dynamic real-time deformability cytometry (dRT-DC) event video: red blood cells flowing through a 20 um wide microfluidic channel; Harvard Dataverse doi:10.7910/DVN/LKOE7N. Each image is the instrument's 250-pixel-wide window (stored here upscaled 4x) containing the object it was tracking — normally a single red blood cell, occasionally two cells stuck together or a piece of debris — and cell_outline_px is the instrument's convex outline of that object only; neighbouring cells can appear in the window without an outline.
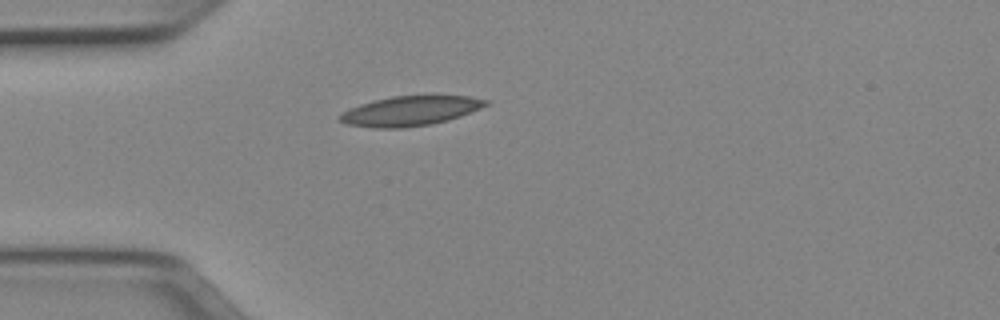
{"species": "Egyptian fruit bat (a non-hibernating species)", "species_latin": "Rousettus aegyptiacus", "temperature_condition": "cold", "stored_images_in_passage": 38, "camera_frame_rate_fps": 3000, "um_per_image_px": 0.085, "animal": {"sex": "female"}, "frame": {"image": 1, "passage_image": 1, "time_ms": 0.0, "image_size_px": [1000, 320], "cell_outline_px": [[492, 100], [488, 104], [480, 108], [460, 116], [448, 120], [432, 124], [400, 128], [376, 128], [348, 124], [340, 120], [336, 116], [340, 112], [360, 104], [392, 96], [468, 96]], "centroid_in_image_um": [34.86, 9.43], "position_along_channel_um": 50.1, "area_um2": 25.14}}
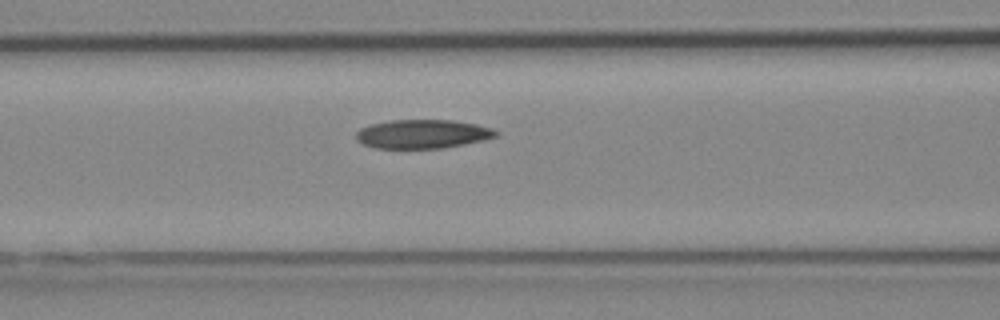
{"frame": {"image": 2, "passage_image": 8, "time_ms": 2.333, "image_size_px": [1000, 320], "cell_outline_px": [[500, 132], [496, 136], [484, 140], [464, 144], [440, 148], [376, 148], [364, 144], [356, 140], [356, 132], [360, 128], [372, 124], [392, 120], [452, 120], [476, 124], [492, 128]], "centroid_in_image_um": [35.93, 11.39], "position_along_channel_um": 130.7, "area_um2": 23.41}}
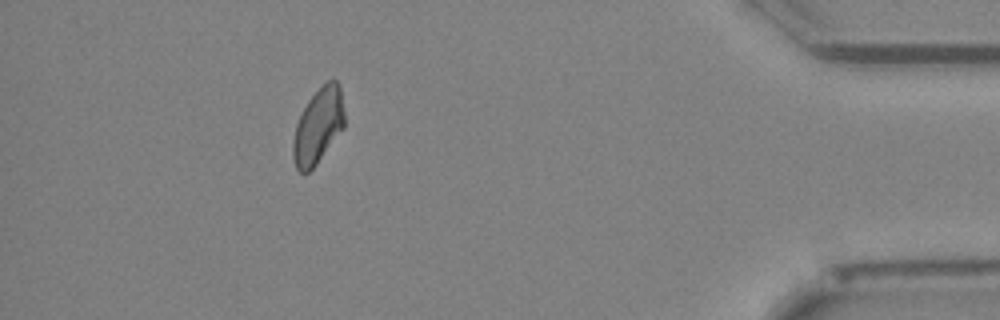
{"frame": {"image": 3, "passage_image": 33, "time_ms": 10.667, "image_size_px": [1000, 320], "cell_outline_px": [[344, 128], [316, 164], [308, 172], [300, 172], [296, 168], [292, 156], [292, 144], [296, 124], [308, 100], [332, 76], [340, 84], [344, 112]], "centroid_in_image_um": [27.05, 10.69], "position_along_channel_um": 408.1, "area_um2": 22.48}, "authors_computed_cell_mechanics": {"area_um2": 23.3801, "velocity_mm_per_s": 3.9564, "shape_relaxation_time_tau1_ms": null, "shape_relaxation_time_tau2_ms": 6.3548, "deformation_change_tau1": null, "deformation_change_tau2": 0.1317}}